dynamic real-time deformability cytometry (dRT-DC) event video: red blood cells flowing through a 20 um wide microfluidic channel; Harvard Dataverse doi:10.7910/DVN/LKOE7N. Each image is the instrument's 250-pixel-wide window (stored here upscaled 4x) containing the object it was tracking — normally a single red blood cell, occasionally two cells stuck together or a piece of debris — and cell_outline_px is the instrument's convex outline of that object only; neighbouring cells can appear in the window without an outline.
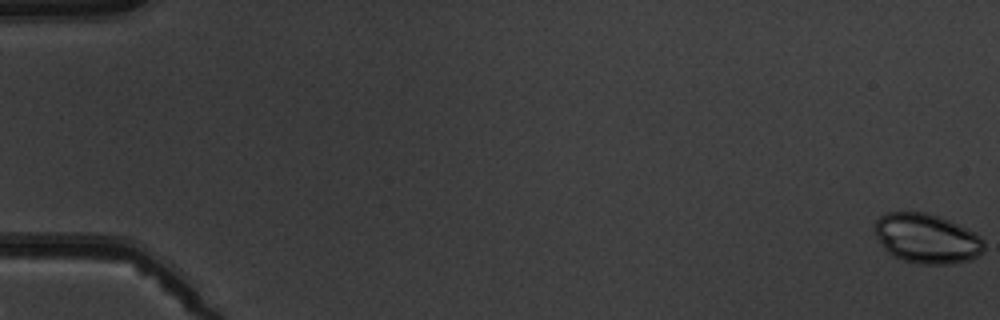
{"species": "common noctule bat (a hibernating species)", "species_latin": "Nyctalus noctula", "temperature_condition": "warm", "stored_images_in_passage": 5, "camera_frame_rate_fps": 3000, "um_per_image_px": 0.085, "animal": {"sex": "male", "body_mass_g": 19.5, "forearm_length_mm": 54.6}, "frame": {"image": 1, "passage_image": 1, "time_ms": 0.0, "image_size_px": [1000, 320], "cell_outline_px": [[984, 252], [972, 260], [948, 264], [920, 264], [904, 260], [892, 256], [884, 248], [876, 236], [876, 220], [880, 216], [888, 212], [924, 212], [948, 220], [968, 228], [976, 232], [984, 240]], "centroid_in_image_um": [78.82, 20.29], "position_along_channel_um": 6.2, "area_um2": 31.67}}